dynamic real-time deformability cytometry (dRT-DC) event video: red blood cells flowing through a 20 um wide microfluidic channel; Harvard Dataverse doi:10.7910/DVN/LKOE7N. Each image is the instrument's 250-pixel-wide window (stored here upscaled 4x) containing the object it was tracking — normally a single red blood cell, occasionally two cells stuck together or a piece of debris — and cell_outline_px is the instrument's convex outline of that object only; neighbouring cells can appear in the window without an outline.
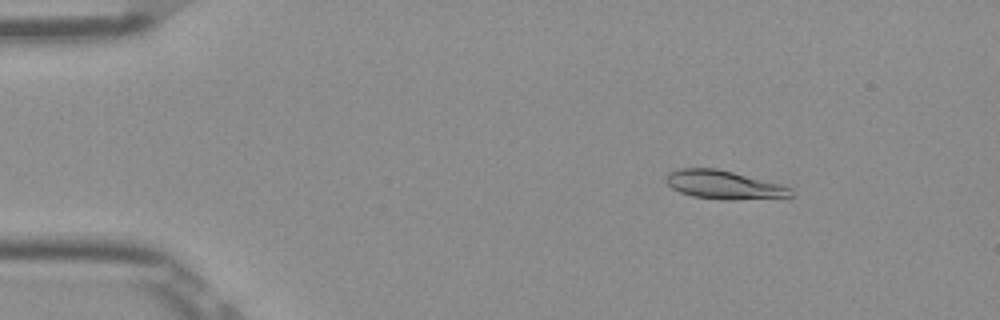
{"species": "Egyptian fruit bat (a non-hibernating species)", "species_latin": "Rousettus aegyptiacus", "temperature_condition": "room temperature", "stored_images_in_passage": 46, "camera_frame_rate_fps": 3000, "um_per_image_px": 0.085, "frame": {"image": 1, "passage_image": 1, "time_ms": 0.0, "image_size_px": [1000, 320], "cell_outline_px": [[792, 196], [732, 200], [720, 200], [692, 196], [680, 192], [672, 188], [664, 180], [668, 172], [680, 168], [716, 168], [780, 184], [792, 188]], "centroid_in_image_um": [61.47, 15.71], "position_along_channel_um": 23.5, "area_um2": 20.63}}
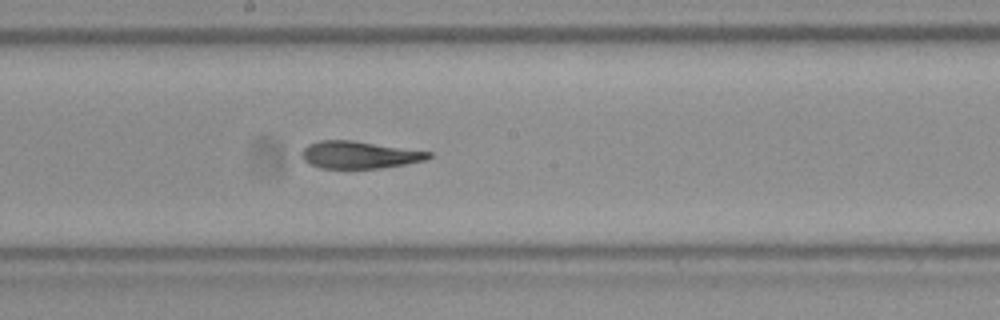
{"frame": {"image": 2, "passage_image": 22, "time_ms": 7.0, "image_size_px": [1000, 320], "cell_outline_px": [[432, 156], [428, 160], [380, 168], [320, 168], [308, 164], [300, 156], [300, 152], [308, 144], [320, 140], [352, 140], [432, 152]], "centroid_in_image_um": [30.51, 13.16], "position_along_channel_um": 217.7, "area_um2": 20.29}}
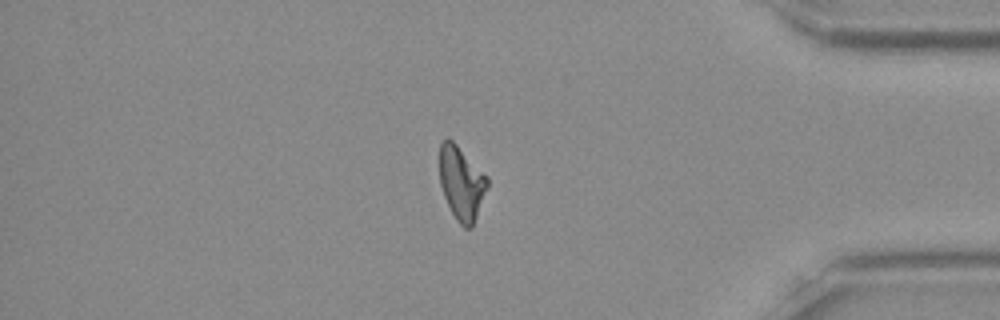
{"frame": {"image": 3, "passage_image": 38, "time_ms": 12.333, "image_size_px": [1000, 320], "cell_outline_px": [[488, 188], [472, 228], [464, 228], [456, 220], [444, 196], [440, 184], [440, 144], [448, 136], [488, 176]], "centroid_in_image_um": [39.24, 15.57], "position_along_channel_um": 396.0, "area_um2": 20.52}, "authors_computed_cell_mechanics": {"area_um2": 20.808, "velocity_mm_per_s": 3.9039, "shape_relaxation_time_tau1_ms": 10.1458, "shape_relaxation_time_tau2_ms": 3.0254, "deformation_change_tau1": 0.2769, "deformation_change_tau2": 0.1116}}